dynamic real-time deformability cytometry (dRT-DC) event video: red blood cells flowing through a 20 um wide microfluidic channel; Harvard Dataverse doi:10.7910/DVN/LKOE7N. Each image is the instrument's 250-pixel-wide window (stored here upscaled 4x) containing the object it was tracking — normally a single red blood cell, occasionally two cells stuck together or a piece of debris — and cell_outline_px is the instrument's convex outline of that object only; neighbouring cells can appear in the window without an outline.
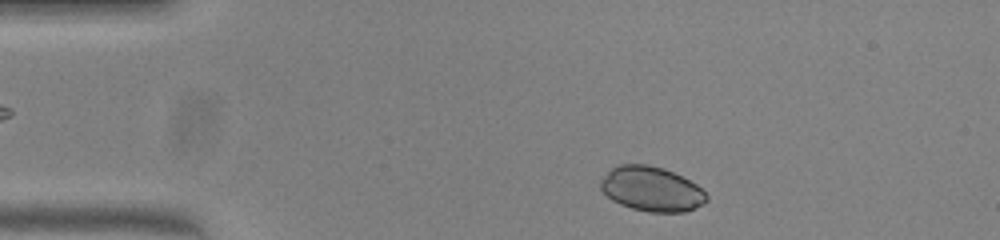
{"species": "common noctule bat (a hibernating species)", "species_latin": "Nyctalus noctula", "temperature_condition": "warm", "stored_images_in_passage": 37, "camera_frame_rate_fps": 3000, "um_per_image_px": 0.085, "animal": {"sex": "female", "body_mass_g": 23.0, "forearm_length_mm": 53.4}, "frame": {"image": 1, "passage_image": 2, "time_ms": 0.333, "image_size_px": [1000, 240], "cell_outline_px": [[708, 200], [684, 212], [648, 212], [632, 208], [620, 204], [612, 200], [600, 188], [600, 180], [612, 168], [620, 164], [648, 164], [664, 168], [696, 184], [708, 196]], "centroid_in_image_um": [55.35, 16.06], "position_along_channel_um": 29.6, "area_um2": 27.28}}
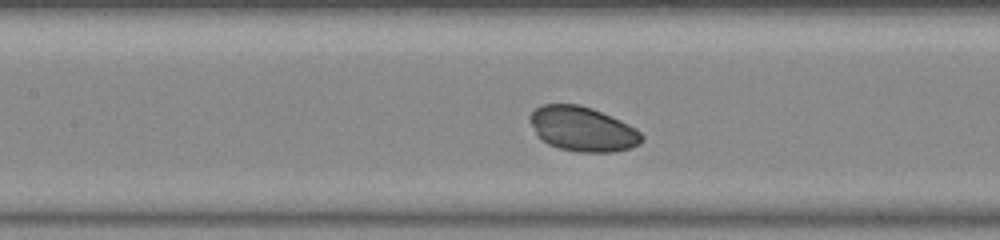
{"frame": {"image": 2, "passage_image": 16, "time_ms": 5.0, "image_size_px": [1000, 240], "cell_outline_px": [[644, 140], [640, 144], [616, 152], [576, 152], [560, 148], [548, 144], [540, 140], [536, 136], [528, 120], [528, 116], [540, 104], [580, 104], [592, 108], [620, 120], [636, 128], [644, 136]], "centroid_in_image_um": [49.49, 10.96], "position_along_channel_um": 157.9, "area_um2": 29.48}}
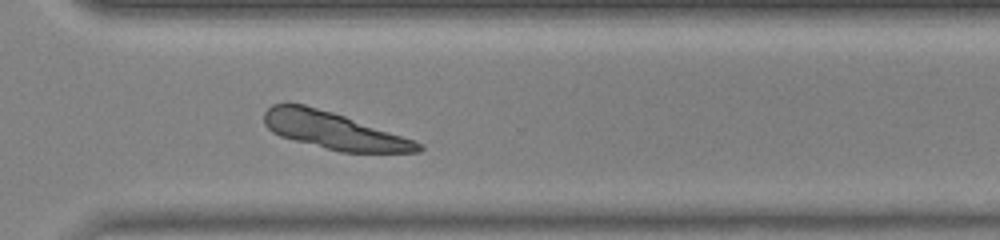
{"frame": {"image": 3, "passage_image": 30, "time_ms": 9.667, "image_size_px": [1000, 240], "cell_outline_px": [[424, 148], [420, 152], [340, 152], [280, 136], [272, 132], [264, 124], [264, 112], [272, 104], [304, 104], [332, 112], [344, 116], [412, 140], [420, 144]], "centroid_in_image_um": [28.31, 11.1], "position_along_channel_um": 342.3, "area_um2": 32.43}}